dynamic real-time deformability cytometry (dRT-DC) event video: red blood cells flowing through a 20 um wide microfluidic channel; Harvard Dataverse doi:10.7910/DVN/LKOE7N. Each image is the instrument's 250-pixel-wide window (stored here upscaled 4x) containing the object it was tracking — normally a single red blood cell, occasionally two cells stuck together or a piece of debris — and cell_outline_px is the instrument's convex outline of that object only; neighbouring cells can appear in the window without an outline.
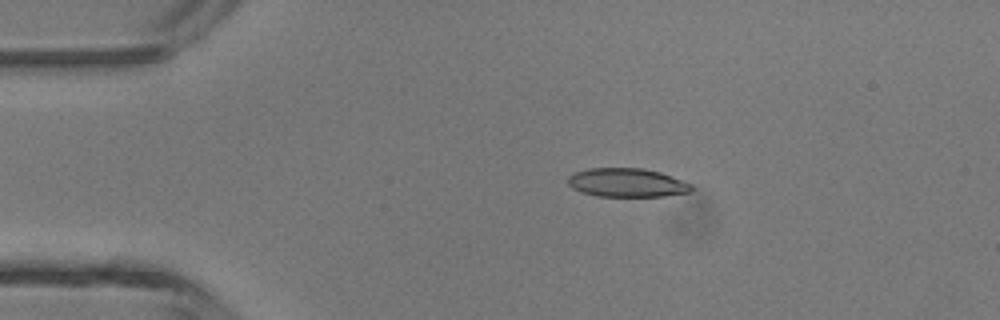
{"species": "common noctule bat (a hibernating species)", "species_latin": "Nyctalus noctula", "temperature_condition": "room temperature", "stored_images_in_passage": 45, "camera_frame_rate_fps": 3000, "um_per_image_px": 0.085, "animal": {"sex": "male", "body_mass_g": 13.3}, "frame": {"image": 1, "passage_image": 9, "time_ms": 2.667, "image_size_px": [1000, 320], "cell_outline_px": [[692, 188], [688, 192], [664, 196], [596, 196], [580, 192], [572, 188], [568, 184], [568, 176], [576, 172], [588, 168], [644, 168], [660, 172], [692, 184]], "centroid_in_image_um": [53.25, 15.52], "position_along_channel_um": 31.7, "area_um2": 20.63}}
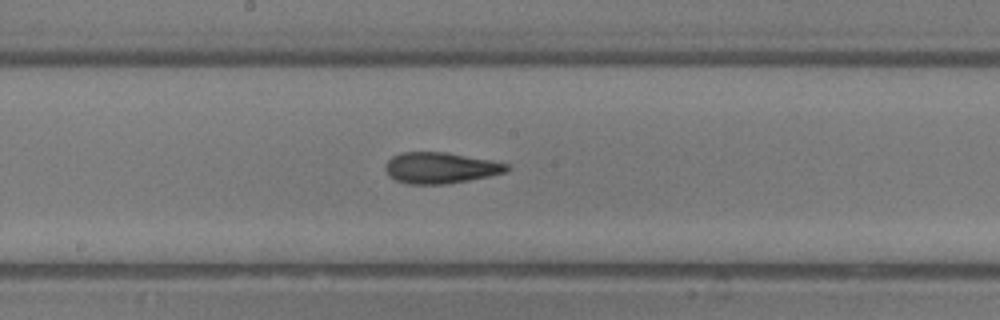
{"frame": {"image": 2, "passage_image": 24, "time_ms": 7.667, "image_size_px": [1000, 320], "cell_outline_px": [[512, 168], [504, 172], [488, 176], [468, 180], [444, 184], [408, 184], [396, 180], [388, 176], [384, 168], [388, 160], [392, 156], [400, 152], [444, 152], [492, 160], [508, 164]], "centroid_in_image_um": [37.41, 14.26], "position_along_channel_um": 210.8, "area_um2": 21.96}}
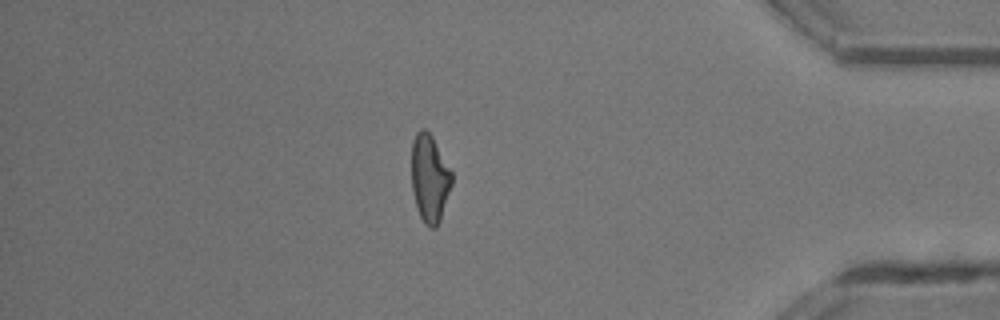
{"frame": {"image": 3, "passage_image": 39, "time_ms": 12.667, "image_size_px": [1000, 320], "cell_outline_px": [[452, 184], [440, 220], [436, 228], [428, 228], [424, 224], [416, 208], [412, 192], [412, 144], [416, 132], [420, 128], [424, 128], [432, 136], [452, 172]], "centroid_in_image_um": [36.51, 15.18], "position_along_channel_um": 398.7, "area_um2": 20.63}, "authors_computed_cell_mechanics": {"area_um2": 21.3282, "velocity_mm_per_s": 4.5267, "shape_relaxation_time_tau1_ms": 7.522, "shape_relaxation_time_tau2_ms": 2.3329, "deformation_change_tau1": 0.2156, "deformation_change_tau2": 0.1165}}